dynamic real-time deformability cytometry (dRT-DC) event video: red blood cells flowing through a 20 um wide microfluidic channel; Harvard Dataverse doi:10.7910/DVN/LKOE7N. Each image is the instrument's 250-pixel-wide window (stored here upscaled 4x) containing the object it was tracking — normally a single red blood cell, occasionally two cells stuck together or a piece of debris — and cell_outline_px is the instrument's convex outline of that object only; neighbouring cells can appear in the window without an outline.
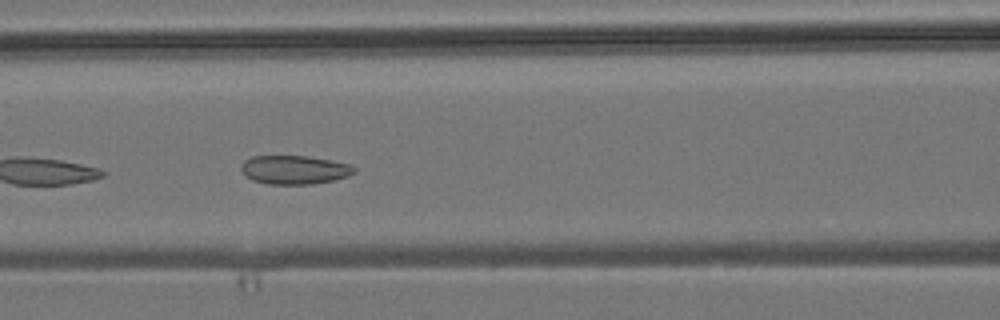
{"species": "common noctule bat (a hibernating species)", "species_latin": "Nyctalus noctula", "temperature_condition": "room temperature", "stored_images_in_passage": 8, "camera_frame_rate_fps": 3000, "um_per_image_px": 0.085, "animal": {"sex": "male", "body_mass_g": 19.2, "forearm_length_mm": 51.8}, "frame": {"image": 1, "passage_image": 6, "time_ms": 7.333, "image_size_px": [1000, 320], "cell_outline_px": [[356, 172], [348, 176], [336, 180], [312, 184], [268, 184], [252, 180], [240, 168], [240, 164], [244, 160], [252, 156], [308, 156], [348, 164], [356, 168]], "centroid_in_image_um": [25.03, 14.43], "position_along_channel_um": 141.6, "area_um2": 18.9}}
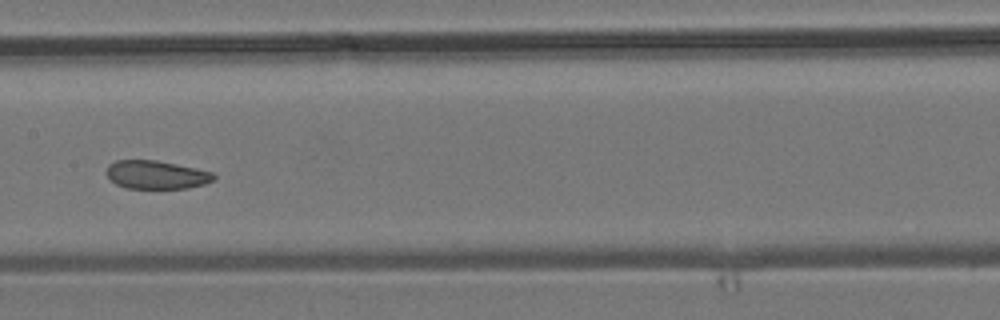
{"frame": {"image": 2, "passage_image": 7, "time_ms": 8.667, "image_size_px": [1000, 320], "cell_outline_px": [[216, 180], [204, 184], [188, 188], [128, 188], [116, 184], [104, 172], [108, 164], [116, 160], [156, 160], [196, 168], [212, 172], [216, 176]], "centroid_in_image_um": [13.29, 14.85], "position_along_channel_um": 194.1, "area_um2": 17.8}}
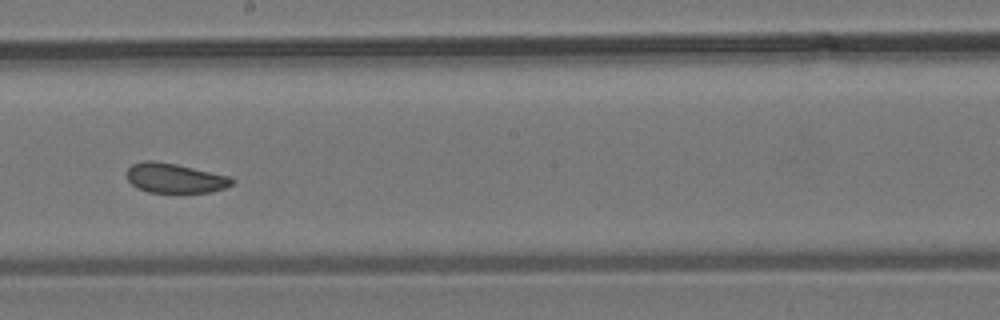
{"frame": {"image": 3, "passage_image": 8, "time_ms": 9.667, "image_size_px": [1000, 320], "cell_outline_px": [[236, 180], [232, 184], [224, 188], [212, 192], [148, 192], [136, 188], [128, 180], [128, 168], [132, 164], [144, 160], [156, 160], [176, 164], [232, 176]], "centroid_in_image_um": [14.89, 15.13], "position_along_channel_um": 233.3, "area_um2": 18.32}}